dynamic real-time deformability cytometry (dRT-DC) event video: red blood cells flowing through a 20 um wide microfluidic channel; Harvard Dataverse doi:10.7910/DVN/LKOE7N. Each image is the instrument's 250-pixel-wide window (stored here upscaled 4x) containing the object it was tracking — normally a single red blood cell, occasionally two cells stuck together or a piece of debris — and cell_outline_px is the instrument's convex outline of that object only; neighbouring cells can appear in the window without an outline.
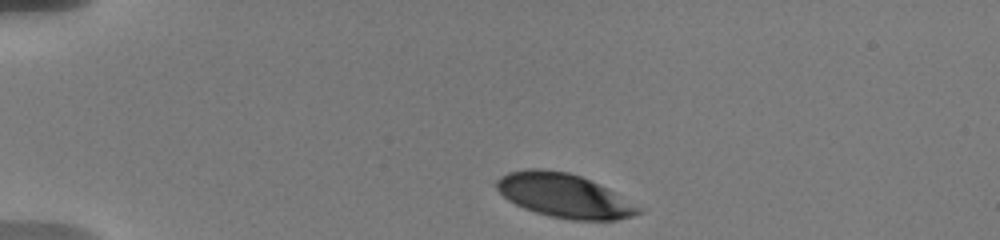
{"species": "human", "species_latin": "Homo sapiens", "temperature_condition": "warm", "stored_images_in_passage": 9, "camera_frame_rate_fps": 3000, "um_per_image_px": 0.085, "donor": {"sex": "male"}, "frame": {"image": 1, "passage_image": 1, "time_ms": 0.0, "image_size_px": [1000, 240], "cell_outline_px": [[648, 208], [644, 212], [632, 216], [616, 220], [572, 220], [552, 216], [536, 212], [524, 208], [508, 200], [496, 188], [496, 180], [500, 176], [508, 172], [528, 168], [540, 168], [568, 172], [580, 176], [600, 184]], "centroid_in_image_um": [48.04, 16.63], "position_along_channel_um": 37.0, "area_um2": 36.82}}
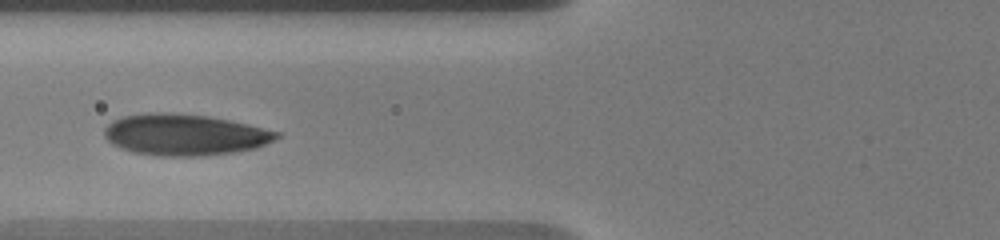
{"frame": {"image": 2, "passage_image": 6, "time_ms": 3.667, "image_size_px": [1000, 240], "cell_outline_px": [[280, 136], [276, 140], [256, 148], [236, 152], [200, 156], [160, 156], [132, 152], [120, 148], [112, 144], [104, 136], [104, 128], [112, 120], [124, 116], [148, 112], [172, 112], [208, 116], [248, 124], [280, 132]], "centroid_in_image_um": [15.69, 11.45], "position_along_channel_um": 110.1, "area_um2": 41.79}}
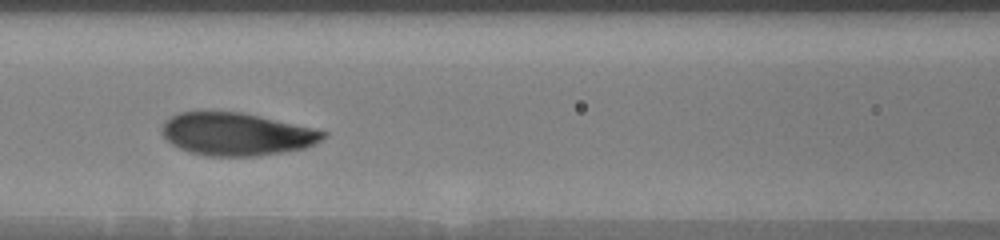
{"frame": {"image": 3, "passage_image": 8, "time_ms": 4.667, "image_size_px": [1000, 240], "cell_outline_px": [[328, 136], [316, 144], [304, 148], [256, 156], [208, 156], [192, 152], [180, 148], [172, 144], [164, 136], [164, 120], [180, 112], [240, 112], [316, 128], [328, 132]], "centroid_in_image_um": [20.18, 11.4], "position_along_channel_um": 146.4, "area_um2": 39.82}}